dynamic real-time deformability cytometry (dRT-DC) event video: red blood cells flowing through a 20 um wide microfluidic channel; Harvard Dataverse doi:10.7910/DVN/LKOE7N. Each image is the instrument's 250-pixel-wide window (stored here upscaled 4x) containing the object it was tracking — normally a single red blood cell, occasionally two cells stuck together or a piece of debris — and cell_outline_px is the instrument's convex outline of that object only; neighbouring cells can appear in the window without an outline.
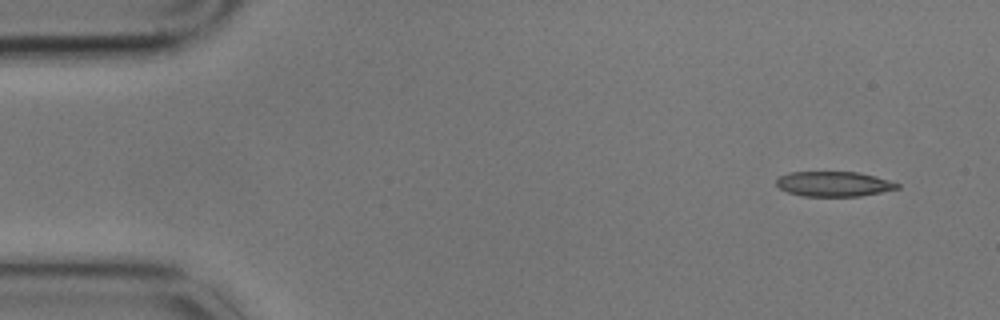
{"species": "common noctule bat (a hibernating species)", "species_latin": "Nyctalus noctula", "temperature_condition": "cold", "stored_images_in_passage": 5, "camera_frame_rate_fps": 3000, "um_per_image_px": 0.085, "animal": {"sex": "male", "body_mass_g": 17.9}, "frame": {"image": 1, "passage_image": 1, "time_ms": 0.0, "image_size_px": [1000, 320], "cell_outline_px": [[900, 188], [860, 196], [800, 196], [788, 192], [780, 188], [776, 184], [776, 176], [788, 172], [860, 172], [876, 176], [900, 184]], "centroid_in_image_um": [70.84, 15.63], "position_along_channel_um": 14.2, "area_um2": 17.74}}
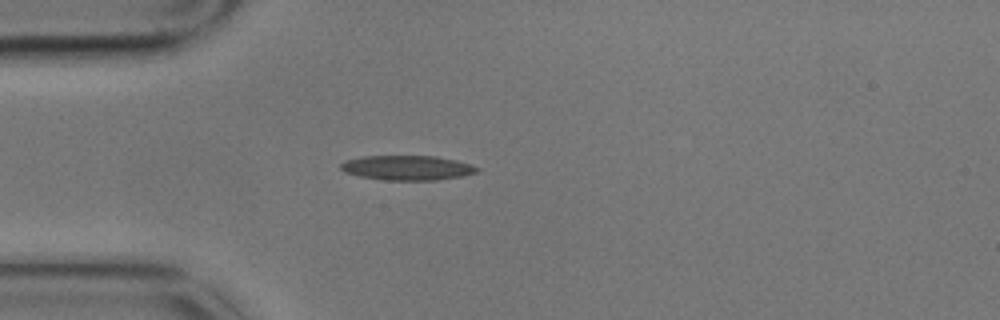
{"frame": {"image": 2, "passage_image": 4, "time_ms": 1.0, "image_size_px": [1000, 320], "cell_outline_px": [[480, 168], [476, 172], [460, 176], [436, 180], [384, 180], [360, 176], [344, 172], [340, 168], [340, 164], [344, 160], [364, 156], [436, 156], [456, 160]], "centroid_in_image_um": [34.56, 14.26], "position_along_channel_um": 50.4, "area_um2": 19.48}}